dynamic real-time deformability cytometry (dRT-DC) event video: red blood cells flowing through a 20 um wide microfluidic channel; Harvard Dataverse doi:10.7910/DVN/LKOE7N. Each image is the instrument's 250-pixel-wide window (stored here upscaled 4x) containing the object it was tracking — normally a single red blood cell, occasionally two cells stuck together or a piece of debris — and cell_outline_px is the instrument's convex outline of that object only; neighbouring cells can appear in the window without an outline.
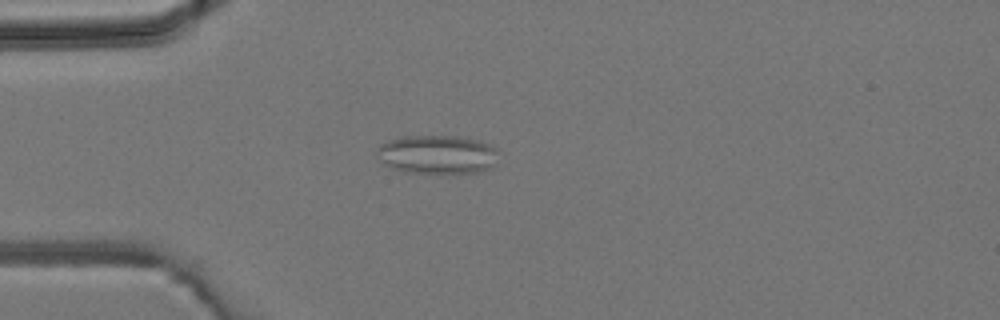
{"species": "common noctule bat (a hibernating species)", "species_latin": "Nyctalus noctula", "temperature_condition": "room temperature", "stored_images_in_passage": 3, "camera_frame_rate_fps": 3000, "um_per_image_px": 0.085, "animal": {"sex": "male", "body_mass_g": 19.2, "forearm_length_mm": 51.8}, "frame": {"image": 1, "passage_image": 2, "time_ms": 1.333, "image_size_px": [1000, 320], "cell_outline_px": [[500, 152], [492, 168], [480, 172], [408, 172], [392, 168], [384, 164], [376, 152], [376, 148], [380, 144], [388, 140], [404, 136], [456, 136], [480, 140], [496, 148]], "centroid_in_image_um": [37.19, 13.11], "position_along_channel_um": 47.8, "area_um2": 27.46}}
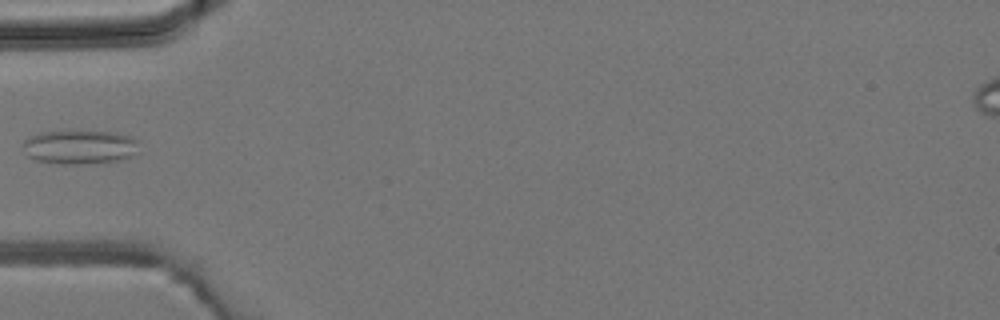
{"frame": {"image": 2, "passage_image": 3, "time_ms": 2.333, "image_size_px": [1000, 320], "cell_outline_px": [[140, 140], [136, 156], [120, 160], [80, 164], [64, 164], [36, 160], [28, 156], [24, 144], [24, 140], [28, 136], [40, 132], [112, 132], [132, 136]], "centroid_in_image_um": [6.86, 12.5], "position_along_channel_um": 78.1, "area_um2": 22.95}}